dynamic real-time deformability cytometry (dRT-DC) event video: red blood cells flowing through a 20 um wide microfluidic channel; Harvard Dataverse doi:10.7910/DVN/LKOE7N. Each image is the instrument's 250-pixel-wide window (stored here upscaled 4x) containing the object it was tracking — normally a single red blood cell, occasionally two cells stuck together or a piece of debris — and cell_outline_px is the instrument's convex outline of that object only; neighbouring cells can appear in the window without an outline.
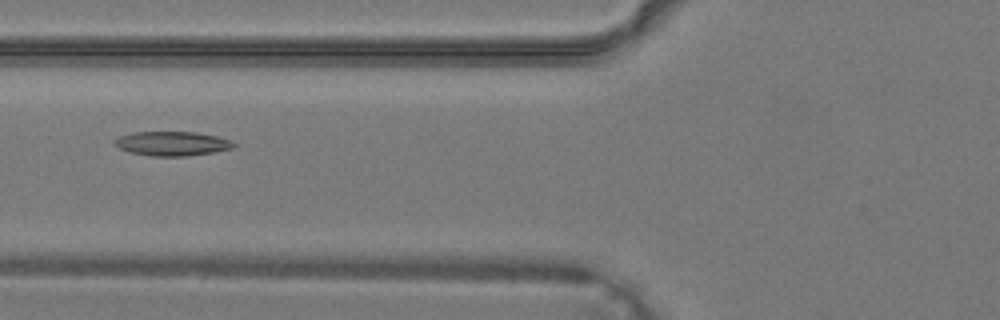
{"species": "common noctule bat (a hibernating species)", "species_latin": "Nyctalus noctula", "temperature_condition": "warm", "stored_images_in_passage": 10, "camera_frame_rate_fps": 3000, "um_per_image_px": 0.085, "animal": {"sex": "male", "body_mass_g": 19.2, "forearm_length_mm": 51.8}, "frame": {"image": 1, "passage_image": 5, "time_ms": 1.333, "image_size_px": [1000, 320], "cell_outline_px": [[236, 144], [232, 148], [216, 152], [188, 156], [152, 156], [132, 152], [120, 148], [116, 144], [116, 140], [120, 136], [132, 132], [196, 132], [216, 136], [232, 140]], "centroid_in_image_um": [14.7, 12.2], "position_along_channel_um": 111.1, "area_um2": 16.7}}
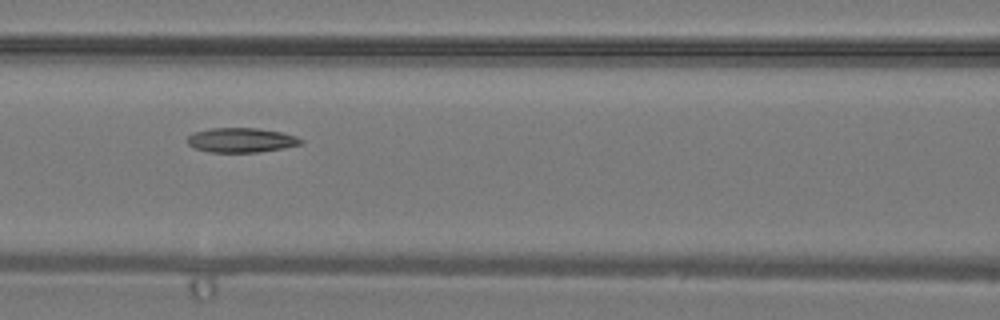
{"frame": {"image": 2, "passage_image": 7, "time_ms": 2.0, "image_size_px": [1000, 320], "cell_outline_px": [[304, 144], [284, 148], [260, 152], [208, 152], [196, 148], [188, 144], [188, 136], [192, 132], [212, 128], [256, 128], [280, 132], [296, 136], [304, 140]], "centroid_in_image_um": [20.53, 11.91], "position_along_channel_um": 146.1, "area_um2": 16.3}}
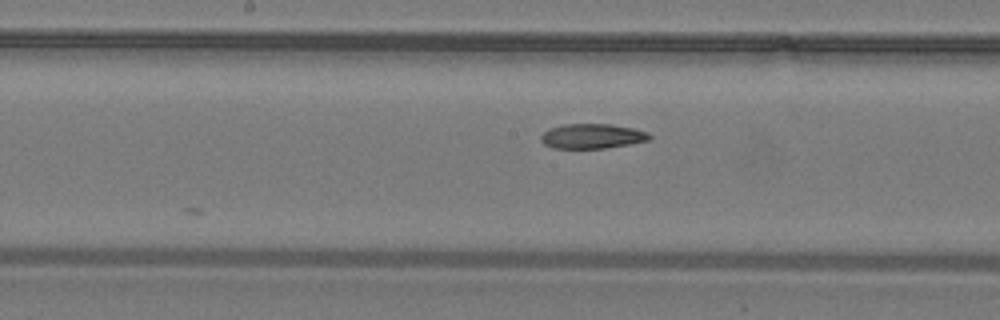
{"frame": {"image": 3, "passage_image": 10, "time_ms": 3.0, "image_size_px": [1000, 320], "cell_outline_px": [[652, 140], [604, 148], [552, 148], [544, 144], [540, 140], [540, 136], [548, 128], [564, 124], [612, 124], [636, 128], [648, 132], [652, 136]], "centroid_in_image_um": [50.35, 11.56], "position_along_channel_um": 197.8, "area_um2": 15.9}}